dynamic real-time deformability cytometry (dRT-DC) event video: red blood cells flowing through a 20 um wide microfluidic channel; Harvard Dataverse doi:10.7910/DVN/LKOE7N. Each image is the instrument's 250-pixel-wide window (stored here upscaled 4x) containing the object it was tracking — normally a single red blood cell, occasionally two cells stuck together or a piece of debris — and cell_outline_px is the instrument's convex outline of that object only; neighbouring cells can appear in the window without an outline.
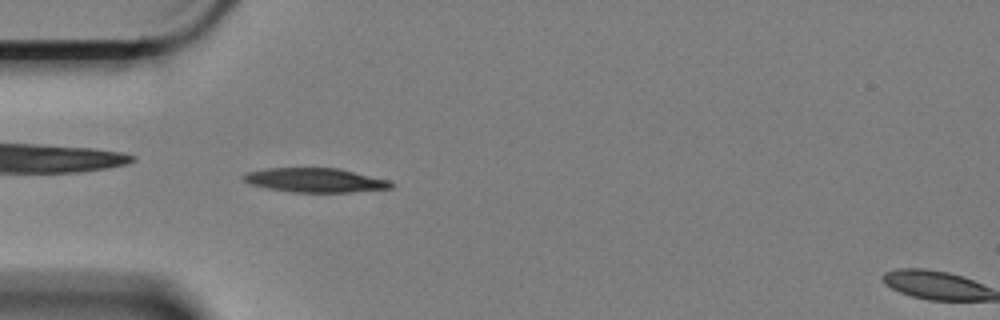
{"species": "Egyptian fruit bat (a non-hibernating species)", "species_latin": "Rousettus aegyptiacus", "temperature_condition": "cold", "stored_images_in_passage": 59, "camera_frame_rate_fps": 3000, "um_per_image_px": 0.085, "animal": {"sex": "female"}, "frame": {"image": 1, "passage_image": 17, "time_ms": 5.333, "image_size_px": [1000, 320], "cell_outline_px": [[392, 188], [348, 192], [292, 192], [268, 188], [248, 184], [244, 180], [244, 176], [248, 172], [268, 168], [340, 168], [392, 180]], "centroid_in_image_um": [26.84, 15.31], "position_along_channel_um": 58.2, "area_um2": 20.81}}
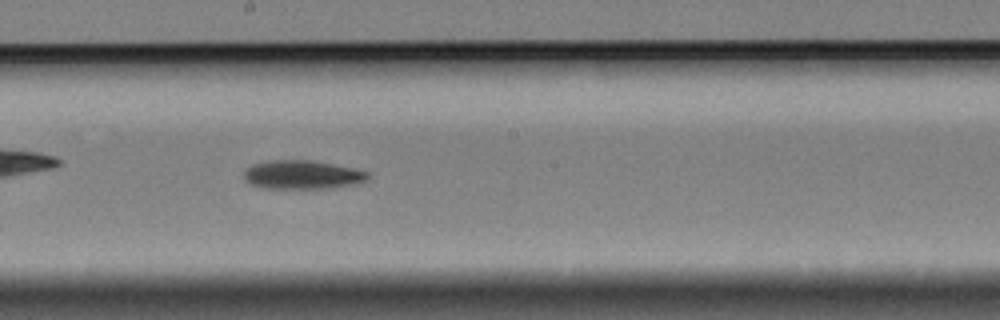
{"frame": {"image": 2, "passage_image": 32, "time_ms": 10.333, "image_size_px": [1000, 320], "cell_outline_px": [[372, 176], [368, 180], [360, 184], [332, 188], [260, 188], [244, 180], [244, 172], [252, 164], [272, 160], [308, 160], [356, 168], [372, 172]], "centroid_in_image_um": [25.8, 14.86], "position_along_channel_um": 222.4, "area_um2": 21.1}}
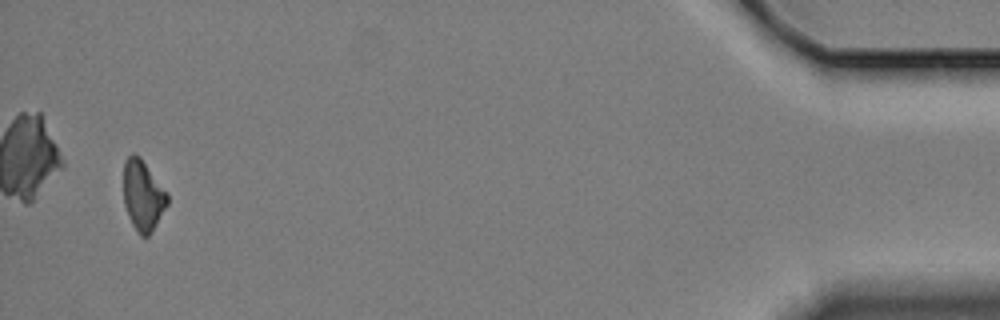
{"frame": {"image": 3, "passage_image": 57, "time_ms": 18.667, "image_size_px": [1000, 320], "cell_outline_px": [[168, 204], [152, 232], [148, 236], [140, 236], [136, 232], [128, 216], [124, 204], [124, 160], [132, 152], [140, 156], [168, 192]], "centroid_in_image_um": [12.15, 16.61], "position_along_channel_um": 423.0, "area_um2": 18.26}, "authors_computed_cell_mechanics": {"area_um2": 19.7098, "velocity_mm_per_s": 3.3477, "shape_relaxation_time_tau1_ms": 8.5376, "shape_relaxation_time_tau2_ms": null, "deformation_change_tau1": 0.1673, "deformation_change_tau2": null}}